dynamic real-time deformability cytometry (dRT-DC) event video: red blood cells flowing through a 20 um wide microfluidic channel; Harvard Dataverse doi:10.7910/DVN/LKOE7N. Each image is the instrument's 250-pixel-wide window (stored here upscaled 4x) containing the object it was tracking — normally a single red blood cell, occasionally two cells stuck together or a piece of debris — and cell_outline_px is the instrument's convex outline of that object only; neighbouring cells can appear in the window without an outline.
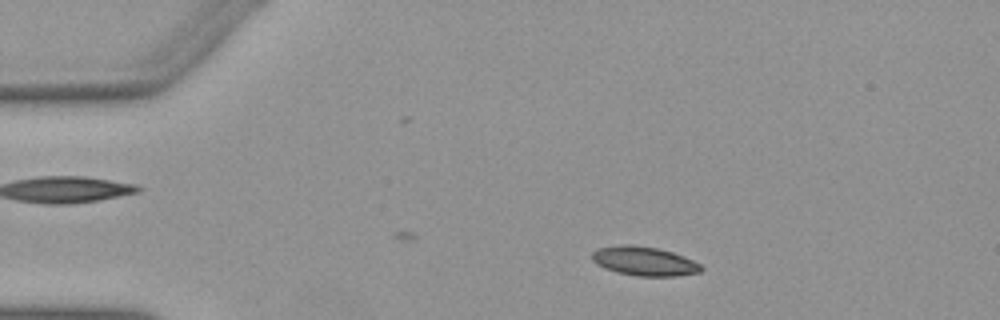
{"species": "Egyptian fruit bat (a non-hibernating species)", "species_latin": "Rousettus aegyptiacus", "temperature_condition": "warm", "stored_images_in_passage": 48, "camera_frame_rate_fps": 3000, "um_per_image_px": 0.085, "animal": {"sex": "female"}, "frame": {"image": 1, "passage_image": 9, "time_ms": 2.667, "image_size_px": [1000, 320], "cell_outline_px": [[704, 268], [700, 272], [676, 276], [636, 276], [616, 272], [604, 268], [596, 264], [592, 260], [592, 252], [596, 248], [620, 244], [632, 244], [656, 248], [672, 252], [684, 256], [700, 264]], "centroid_in_image_um": [54.73, 22.19], "position_along_channel_um": 30.3, "area_um2": 18.67}}
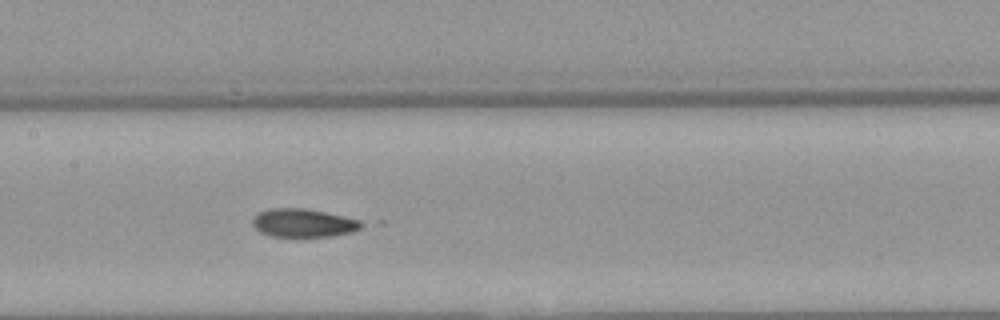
{"frame": {"image": 2, "passage_image": 25, "time_ms": 8.0, "image_size_px": [1000, 320], "cell_outline_px": [[368, 224], [352, 232], [332, 236], [272, 236], [260, 232], [252, 224], [252, 216], [268, 208], [304, 208], [344, 216], [360, 220]], "centroid_in_image_um": [25.8, 18.94], "position_along_channel_um": 181.6, "area_um2": 18.03}}
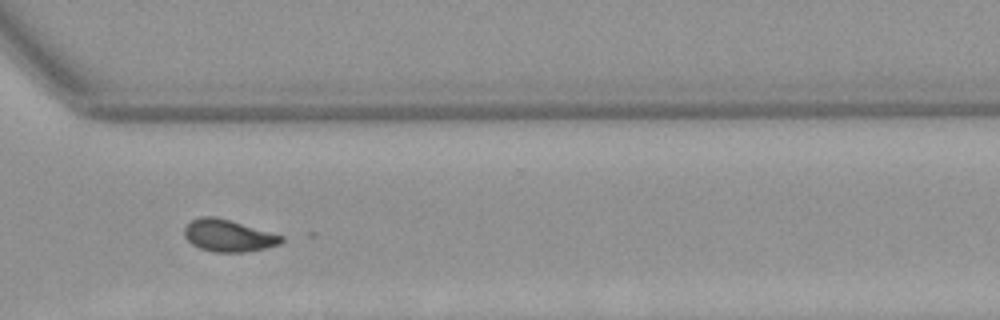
{"frame": {"image": 3, "passage_image": 38, "time_ms": 12.333, "image_size_px": [1000, 320], "cell_outline_px": [[284, 240], [280, 244], [264, 248], [244, 252], [212, 252], [200, 248], [192, 244], [184, 236], [184, 228], [192, 220], [200, 216], [212, 216], [228, 220], [284, 236]], "centroid_in_image_um": [19.39, 20.04], "position_along_channel_um": 351.2, "area_um2": 17.86}}